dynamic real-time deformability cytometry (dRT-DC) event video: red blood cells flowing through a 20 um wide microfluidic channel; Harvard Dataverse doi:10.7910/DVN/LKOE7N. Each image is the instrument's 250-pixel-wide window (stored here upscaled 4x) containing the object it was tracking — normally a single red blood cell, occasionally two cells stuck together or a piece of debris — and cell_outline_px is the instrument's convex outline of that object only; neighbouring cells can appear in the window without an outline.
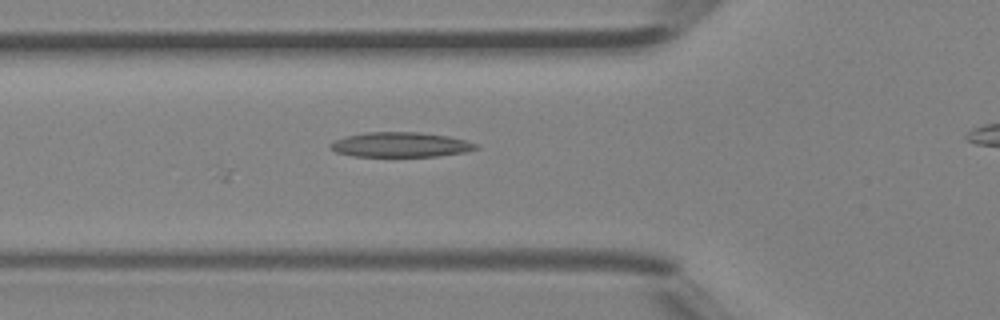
{"species": "Egyptian fruit bat (a non-hibernating species)", "species_latin": "Rousettus aegyptiacus", "temperature_condition": "room temperature", "stored_images_in_passage": 6, "segment_of_instrument_passage": [1, 2], "camera_frame_rate_fps": 3000, "um_per_image_px": 0.085, "animal": {"sex": "female"}, "frame": {"image": 1, "passage_image": 5, "time_ms": 1.333, "image_size_px": [1000, 320], "cell_outline_px": [[480, 148], [464, 152], [436, 156], [352, 156], [336, 152], [328, 148], [328, 144], [336, 140], [348, 136], [364, 132], [420, 132], [448, 136], [464, 140], [476, 144]], "centroid_in_image_um": [34.01, 12.29], "position_along_channel_um": 91.8, "area_um2": 20.98}}